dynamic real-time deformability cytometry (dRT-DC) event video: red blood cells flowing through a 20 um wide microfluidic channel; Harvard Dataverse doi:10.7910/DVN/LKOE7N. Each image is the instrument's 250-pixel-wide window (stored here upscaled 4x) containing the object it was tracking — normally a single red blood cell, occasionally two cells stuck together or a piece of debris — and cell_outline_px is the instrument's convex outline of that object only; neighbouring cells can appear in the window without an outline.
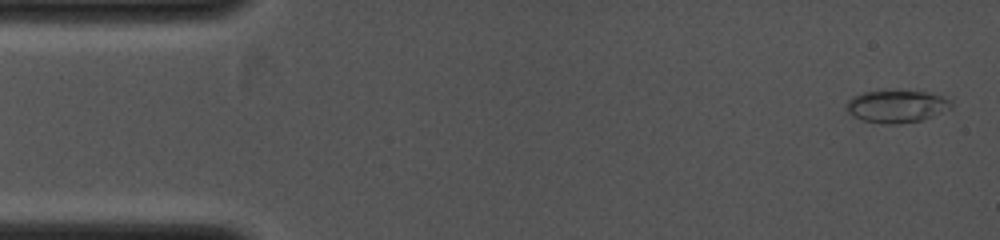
{"species": "common noctule bat (a hibernating species)", "species_latin": "Nyctalus noctula", "temperature_condition": "cold", "stored_images_in_passage": 9, "camera_frame_rate_fps": 4000, "um_per_image_px": 0.085, "animal": {"sex": "female", "body_mass_g": 19.0, "forearm_length_mm": 53.3}, "frame": {"image": 1, "passage_image": 1, "time_ms": 0.0, "image_size_px": [1000, 240], "cell_outline_px": [[952, 108], [920, 120], [896, 124], [880, 124], [864, 120], [852, 116], [848, 112], [848, 100], [852, 96], [864, 92], [888, 88], [924, 92], [940, 96], [952, 100]], "centroid_in_image_um": [76.19, 9.0], "position_along_channel_um": 8.8, "area_um2": 20.11}}
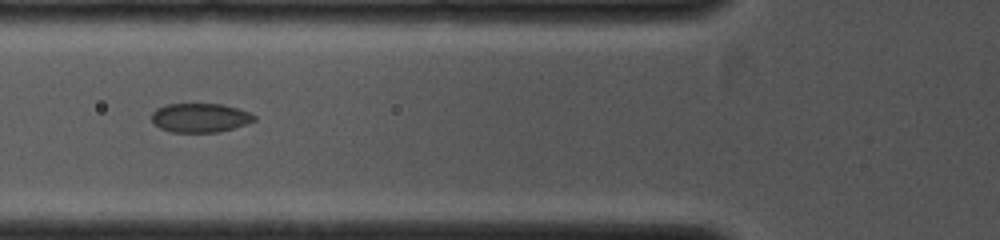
{"frame": {"image": 2, "passage_image": 7, "time_ms": 4.0, "image_size_px": [1000, 240], "cell_outline_px": [[256, 120], [220, 132], [172, 132], [160, 128], [152, 124], [152, 112], [156, 108], [164, 104], [224, 104], [240, 108], [256, 116]], "centroid_in_image_um": [16.98, 10.0], "position_along_channel_um": 108.8, "area_um2": 17.51}}
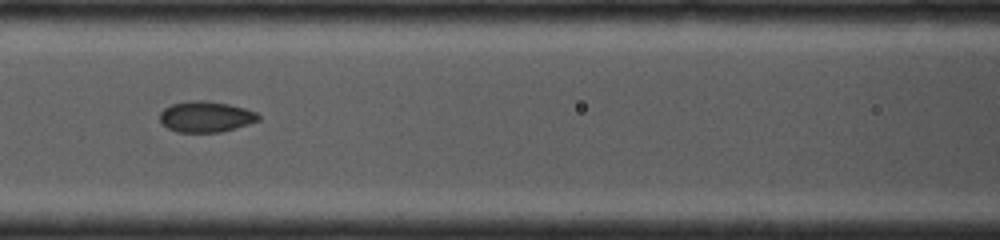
{"frame": {"image": 3, "passage_image": 8, "time_ms": 4.75, "image_size_px": [1000, 240], "cell_outline_px": [[260, 120], [248, 124], [220, 132], [176, 132], [168, 128], [160, 120], [160, 112], [164, 108], [172, 104], [188, 100], [204, 100], [228, 104], [244, 108], [256, 112], [260, 116]], "centroid_in_image_um": [17.48, 9.91], "position_along_channel_um": 149.1, "area_um2": 17.69}}